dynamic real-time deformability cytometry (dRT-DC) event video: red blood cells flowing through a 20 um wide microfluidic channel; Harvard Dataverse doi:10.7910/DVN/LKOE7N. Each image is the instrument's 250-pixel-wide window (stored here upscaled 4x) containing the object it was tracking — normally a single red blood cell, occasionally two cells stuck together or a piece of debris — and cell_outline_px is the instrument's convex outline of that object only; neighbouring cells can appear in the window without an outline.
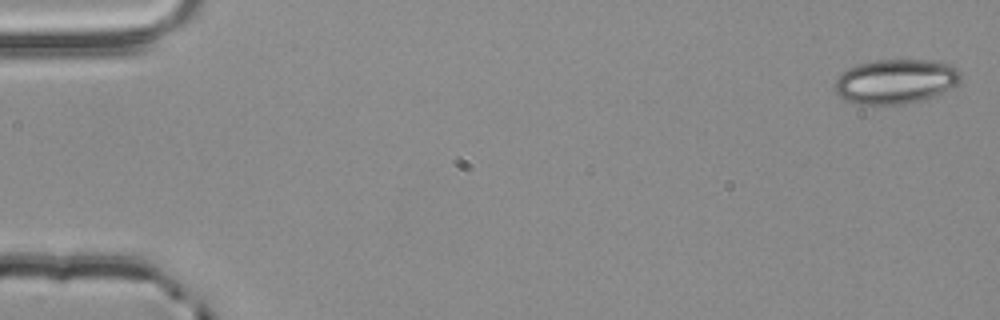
{"species": "common noctule bat (a hibernating species)", "species_latin": "Nyctalus noctula", "temperature_condition": "room temperature", "stored_images_in_passage": 4, "camera_frame_rate_fps": 3000, "um_per_image_px": 0.085, "animal": {"sex": "male", "body_mass_g": 20.4}, "frame": {"image": 1, "passage_image": 1, "time_ms": 0.0, "image_size_px": [1000, 320], "cell_outline_px": [[960, 80], [952, 88], [944, 92], [920, 100], [904, 104], [856, 104], [844, 100], [832, 88], [836, 80], [848, 68], [856, 64], [876, 60], [932, 60], [948, 64], [956, 68], [960, 72]], "centroid_in_image_um": [76.1, 6.92], "position_along_channel_um": 8.9, "area_um2": 32.66}}